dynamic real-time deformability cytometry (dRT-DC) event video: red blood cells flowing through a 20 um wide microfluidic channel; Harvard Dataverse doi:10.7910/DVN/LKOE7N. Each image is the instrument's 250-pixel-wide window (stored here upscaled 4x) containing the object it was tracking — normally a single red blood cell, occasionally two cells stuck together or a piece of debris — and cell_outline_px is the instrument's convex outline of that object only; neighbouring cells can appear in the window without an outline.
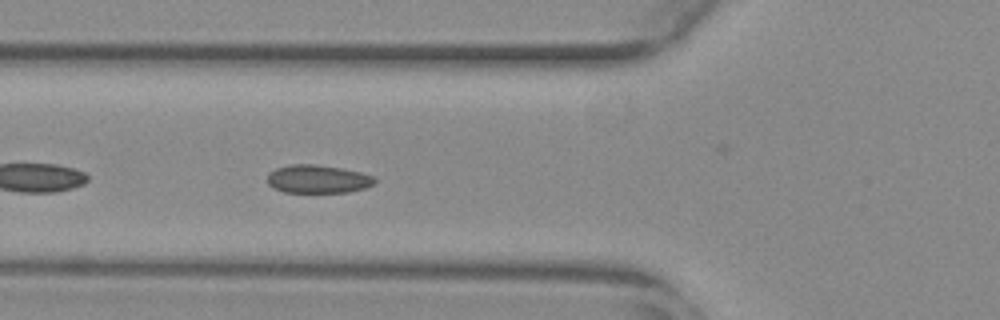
{"species": "common noctule bat (a hibernating species)", "species_latin": "Nyctalus noctula", "temperature_condition": "warm", "stored_images_in_passage": 32, "camera_frame_rate_fps": 3000, "um_per_image_px": 0.085, "animal": {"sex": "female", "body_mass_g": 29.2, "forearm_length_mm": 56.3}, "frame": {"image": 1, "passage_image": 5, "time_ms": 1.333, "image_size_px": [1000, 320], "cell_outline_px": [[376, 184], [364, 188], [348, 192], [284, 192], [272, 188], [268, 184], [268, 172], [276, 168], [288, 164], [316, 164], [340, 168], [360, 172], [372, 176], [376, 180]], "centroid_in_image_um": [26.99, 15.21], "position_along_channel_um": 98.8, "area_um2": 17.74}}
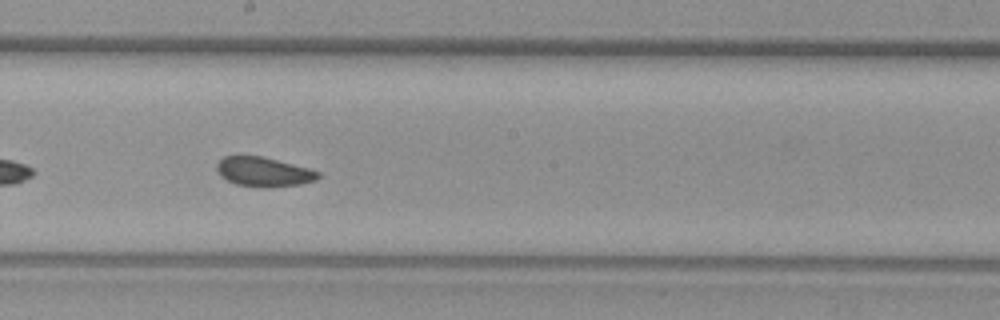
{"frame": {"image": 2, "passage_image": 15, "time_ms": 4.667, "image_size_px": [1000, 320], "cell_outline_px": [[320, 176], [316, 180], [300, 184], [268, 188], [264, 188], [236, 184], [220, 176], [216, 168], [216, 164], [224, 156], [260, 156], [312, 168], [320, 172]], "centroid_in_image_um": [22.44, 14.61], "position_along_channel_um": 225.8, "area_um2": 17.51}}
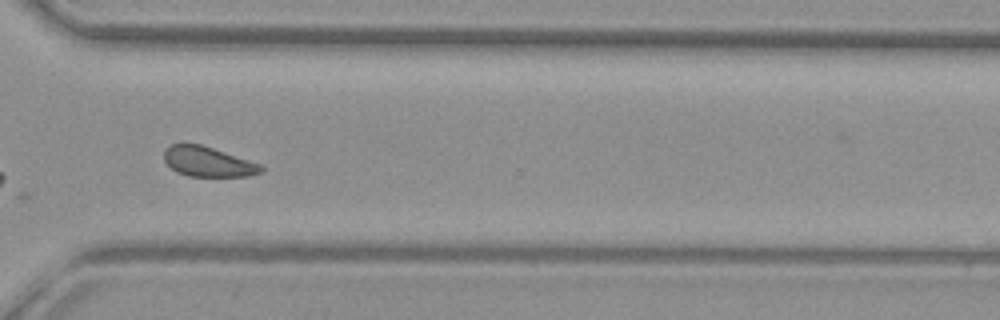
{"frame": {"image": 3, "passage_image": 25, "time_ms": 8.0, "image_size_px": [1000, 320], "cell_outline_px": [[264, 172], [248, 176], [188, 176], [176, 172], [164, 160], [164, 152], [172, 144], [200, 144], [264, 164]], "centroid_in_image_um": [17.76, 13.76], "position_along_channel_um": 352.8, "area_um2": 16.99}, "authors_computed_cell_mechanics": {"area_um2": 17.7157, "velocity_mm_per_s": 3.8052, "shape_relaxation_time_tau1_ms": 4.1152, "shape_relaxation_time_tau2_ms": 1.186, "deformation_change_tau1": 0.0583, "deformation_change_tau2": 0.0597}}